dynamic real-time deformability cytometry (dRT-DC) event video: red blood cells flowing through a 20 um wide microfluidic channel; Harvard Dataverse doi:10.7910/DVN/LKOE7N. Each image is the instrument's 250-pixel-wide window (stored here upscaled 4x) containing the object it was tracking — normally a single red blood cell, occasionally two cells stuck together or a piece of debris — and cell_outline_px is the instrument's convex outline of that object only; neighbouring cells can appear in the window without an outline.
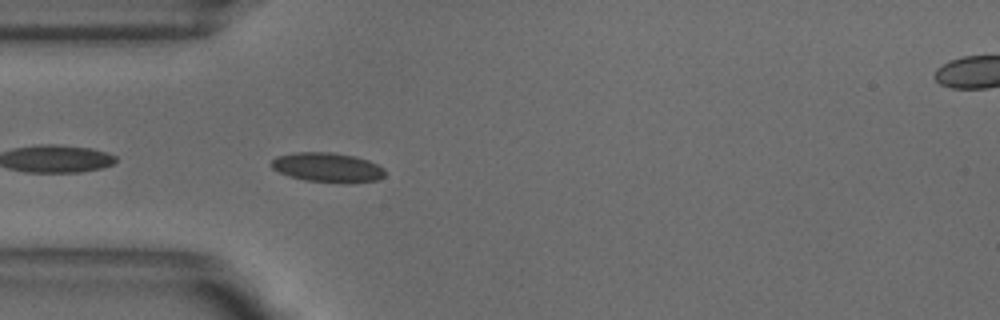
{"species": "common noctule bat (a hibernating species)", "species_latin": "Nyctalus noctula", "temperature_condition": "warm", "stored_images_in_passage": 38, "camera_frame_rate_fps": 3000, "um_per_image_px": 0.085, "animal": {"sex": "male", "body_mass_g": 18.8}, "frame": {"image": 1, "passage_image": 1, "time_ms": 0.0, "image_size_px": [1000, 320], "cell_outline_px": [[384, 176], [380, 180], [344, 184], [304, 180], [288, 176], [272, 168], [268, 164], [276, 156], [296, 152], [332, 152], [356, 156], [368, 160], [384, 168]], "centroid_in_image_um": [27.84, 14.24], "position_along_channel_um": 57.2, "area_um2": 19.94}, "authors_computed_cell_mechanics": {"area_um2": 18.0914, "velocity_mm_per_s": 3.8402, "shape_relaxation_time_tau1_ms": 4.6907, "shape_relaxation_time_tau2_ms": 0.9673, "deformation_change_tau1": 0.0887, "deformation_change_tau2": 0.0431}}